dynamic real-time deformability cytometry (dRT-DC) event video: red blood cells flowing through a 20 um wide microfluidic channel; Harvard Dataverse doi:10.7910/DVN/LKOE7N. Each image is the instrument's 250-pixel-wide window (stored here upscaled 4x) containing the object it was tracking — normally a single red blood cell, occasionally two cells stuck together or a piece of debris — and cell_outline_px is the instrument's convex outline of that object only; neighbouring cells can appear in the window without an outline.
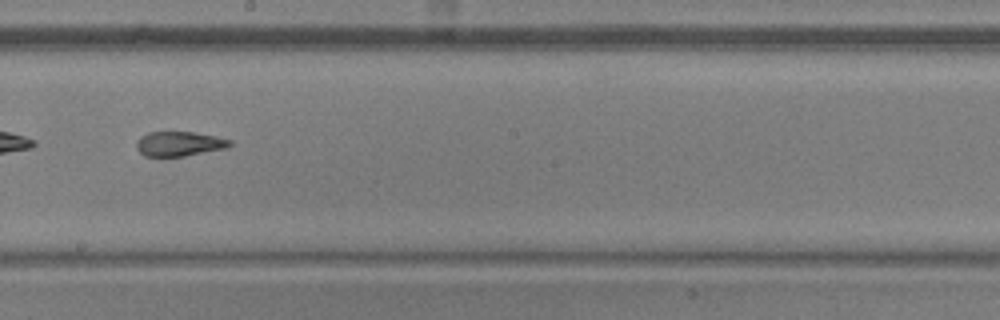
{"species": "common noctule bat (a hibernating species)", "species_latin": "Nyctalus noctula", "temperature_condition": "warm", "stored_images_in_passage": 51, "camera_frame_rate_fps": 3000, "um_per_image_px": 0.085, "animal": {"sex": "male", "body_mass_g": 20.5, "forearm_length_mm": 52.5}, "frame": {"image": 1, "passage_image": 30, "time_ms": 9.667, "image_size_px": [1000, 320], "cell_outline_px": [[232, 144], [228, 148], [184, 156], [144, 156], [136, 148], [136, 140], [140, 136], [148, 132], [192, 132], [216, 136], [232, 140]], "centroid_in_image_um": [15.24, 12.22], "position_along_channel_um": 233.0, "area_um2": 13.53}, "authors_computed_cell_mechanics": {"area_um2": 15.9528, "velocity_mm_per_s": 3.8222, "shape_relaxation_time_tau1_ms": null, "shape_relaxation_time_tau2_ms": 1.4761, "deformation_change_tau1": null, "deformation_change_tau2": 0.094}}